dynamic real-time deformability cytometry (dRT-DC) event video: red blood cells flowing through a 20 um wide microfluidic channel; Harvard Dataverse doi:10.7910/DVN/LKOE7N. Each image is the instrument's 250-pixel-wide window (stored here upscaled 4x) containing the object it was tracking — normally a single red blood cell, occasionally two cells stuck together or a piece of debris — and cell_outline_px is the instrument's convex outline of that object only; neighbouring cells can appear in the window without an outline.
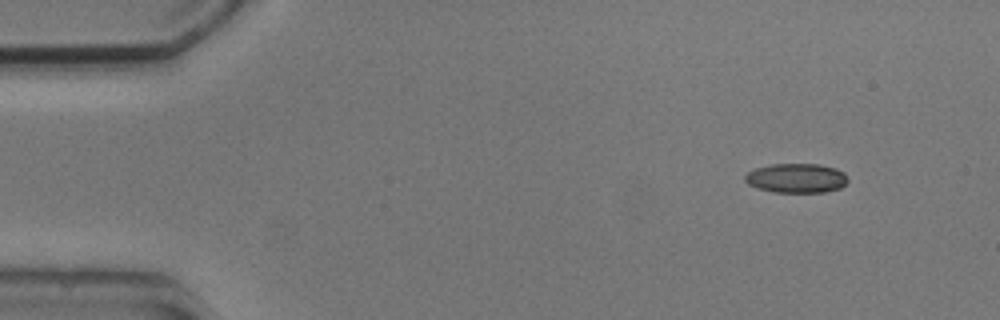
{"species": "common noctule bat (a hibernating species)", "species_latin": "Nyctalus noctula", "temperature_condition": "cold", "stored_images_in_passage": 5, "camera_frame_rate_fps": 3000, "um_per_image_px": 0.085, "animal": {"sex": "male", "body_mass_g": 20.5, "forearm_length_mm": 52.5}, "frame": {"image": 1, "passage_image": 1, "time_ms": 0.0, "image_size_px": [1000, 320], "cell_outline_px": [[848, 180], [840, 188], [824, 192], [772, 192], [756, 188], [748, 184], [744, 180], [744, 176], [748, 172], [756, 168], [772, 164], [820, 164], [836, 168], [844, 172]], "centroid_in_image_um": [67.68, 15.14], "position_along_channel_um": 17.3, "area_um2": 17.69}}
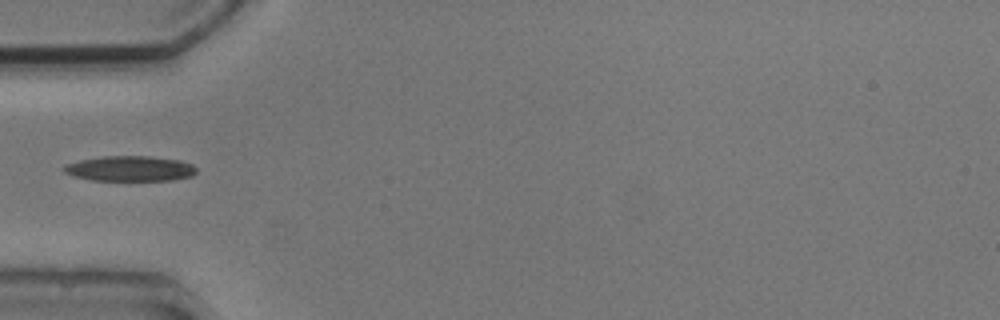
{"frame": {"image": 2, "passage_image": 4, "time_ms": 4.0, "image_size_px": [1000, 320], "cell_outline_px": [[196, 172], [192, 176], [172, 180], [92, 180], [72, 176], [64, 172], [64, 164], [80, 160], [100, 156], [148, 156], [180, 160], [192, 164], [196, 168]], "centroid_in_image_um": [11.03, 14.32], "position_along_channel_um": 74.0, "area_um2": 19.54}}